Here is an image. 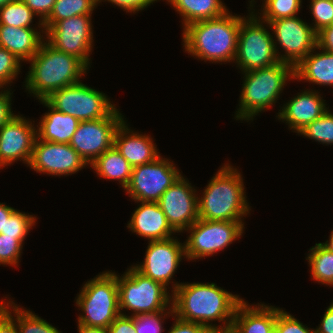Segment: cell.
<instances>
[{"instance_id":"cell-37","label":"cell","mask_w":333,"mask_h":333,"mask_svg":"<svg viewBox=\"0 0 333 333\" xmlns=\"http://www.w3.org/2000/svg\"><path fill=\"white\" fill-rule=\"evenodd\" d=\"M23 244L15 237L0 234V265H17L22 253Z\"/></svg>"},{"instance_id":"cell-26","label":"cell","mask_w":333,"mask_h":333,"mask_svg":"<svg viewBox=\"0 0 333 333\" xmlns=\"http://www.w3.org/2000/svg\"><path fill=\"white\" fill-rule=\"evenodd\" d=\"M181 15L182 27L220 17L228 9L221 0H166Z\"/></svg>"},{"instance_id":"cell-21","label":"cell","mask_w":333,"mask_h":333,"mask_svg":"<svg viewBox=\"0 0 333 333\" xmlns=\"http://www.w3.org/2000/svg\"><path fill=\"white\" fill-rule=\"evenodd\" d=\"M114 146L132 167L152 162L161 155L150 135L135 133L125 120L116 129Z\"/></svg>"},{"instance_id":"cell-32","label":"cell","mask_w":333,"mask_h":333,"mask_svg":"<svg viewBox=\"0 0 333 333\" xmlns=\"http://www.w3.org/2000/svg\"><path fill=\"white\" fill-rule=\"evenodd\" d=\"M302 0H264L263 9L258 16L262 21H274L281 18L294 17L300 11Z\"/></svg>"},{"instance_id":"cell-41","label":"cell","mask_w":333,"mask_h":333,"mask_svg":"<svg viewBox=\"0 0 333 333\" xmlns=\"http://www.w3.org/2000/svg\"><path fill=\"white\" fill-rule=\"evenodd\" d=\"M173 318L175 320L173 326L168 331V333H213L214 331L210 328L193 322H188L177 318L176 316Z\"/></svg>"},{"instance_id":"cell-43","label":"cell","mask_w":333,"mask_h":333,"mask_svg":"<svg viewBox=\"0 0 333 333\" xmlns=\"http://www.w3.org/2000/svg\"><path fill=\"white\" fill-rule=\"evenodd\" d=\"M102 0H97V3H101ZM108 1L112 4L120 7L126 12L136 13L140 10H144L150 4H153L157 0H103V2Z\"/></svg>"},{"instance_id":"cell-22","label":"cell","mask_w":333,"mask_h":333,"mask_svg":"<svg viewBox=\"0 0 333 333\" xmlns=\"http://www.w3.org/2000/svg\"><path fill=\"white\" fill-rule=\"evenodd\" d=\"M258 305V306H257ZM276 307L250 306L244 300L237 306L230 333H271L275 329Z\"/></svg>"},{"instance_id":"cell-7","label":"cell","mask_w":333,"mask_h":333,"mask_svg":"<svg viewBox=\"0 0 333 333\" xmlns=\"http://www.w3.org/2000/svg\"><path fill=\"white\" fill-rule=\"evenodd\" d=\"M118 276V298L121 314H123L121 310L124 309L133 311L130 315L133 317L159 312H173L172 306H170L172 294L167 292V288L162 283L146 277L133 266L127 269L123 276Z\"/></svg>"},{"instance_id":"cell-36","label":"cell","mask_w":333,"mask_h":333,"mask_svg":"<svg viewBox=\"0 0 333 333\" xmlns=\"http://www.w3.org/2000/svg\"><path fill=\"white\" fill-rule=\"evenodd\" d=\"M20 60L7 49L0 47V87H4L20 74Z\"/></svg>"},{"instance_id":"cell-38","label":"cell","mask_w":333,"mask_h":333,"mask_svg":"<svg viewBox=\"0 0 333 333\" xmlns=\"http://www.w3.org/2000/svg\"><path fill=\"white\" fill-rule=\"evenodd\" d=\"M275 330L277 333H315V329H309L294 316L278 307L276 308Z\"/></svg>"},{"instance_id":"cell-33","label":"cell","mask_w":333,"mask_h":333,"mask_svg":"<svg viewBox=\"0 0 333 333\" xmlns=\"http://www.w3.org/2000/svg\"><path fill=\"white\" fill-rule=\"evenodd\" d=\"M298 134L314 139L320 144L333 145V114L326 110L318 119L307 125Z\"/></svg>"},{"instance_id":"cell-42","label":"cell","mask_w":333,"mask_h":333,"mask_svg":"<svg viewBox=\"0 0 333 333\" xmlns=\"http://www.w3.org/2000/svg\"><path fill=\"white\" fill-rule=\"evenodd\" d=\"M109 333H136L135 317L120 314L109 326Z\"/></svg>"},{"instance_id":"cell-3","label":"cell","mask_w":333,"mask_h":333,"mask_svg":"<svg viewBox=\"0 0 333 333\" xmlns=\"http://www.w3.org/2000/svg\"><path fill=\"white\" fill-rule=\"evenodd\" d=\"M28 62L30 69L25 78V89L39 100H44L53 91L82 81L80 78L89 69L78 57L55 49L45 40Z\"/></svg>"},{"instance_id":"cell-48","label":"cell","mask_w":333,"mask_h":333,"mask_svg":"<svg viewBox=\"0 0 333 333\" xmlns=\"http://www.w3.org/2000/svg\"><path fill=\"white\" fill-rule=\"evenodd\" d=\"M13 207L5 205V203H0V234L4 231L7 219L15 211Z\"/></svg>"},{"instance_id":"cell-10","label":"cell","mask_w":333,"mask_h":333,"mask_svg":"<svg viewBox=\"0 0 333 333\" xmlns=\"http://www.w3.org/2000/svg\"><path fill=\"white\" fill-rule=\"evenodd\" d=\"M243 221H212L198 219L186 229L190 235L184 242L185 258H205L222 251L244 233Z\"/></svg>"},{"instance_id":"cell-39","label":"cell","mask_w":333,"mask_h":333,"mask_svg":"<svg viewBox=\"0 0 333 333\" xmlns=\"http://www.w3.org/2000/svg\"><path fill=\"white\" fill-rule=\"evenodd\" d=\"M171 314V315H169ZM173 316V312H159L156 314H146L135 316L136 333H162L164 331L163 318Z\"/></svg>"},{"instance_id":"cell-27","label":"cell","mask_w":333,"mask_h":333,"mask_svg":"<svg viewBox=\"0 0 333 333\" xmlns=\"http://www.w3.org/2000/svg\"><path fill=\"white\" fill-rule=\"evenodd\" d=\"M90 167L102 178L119 181L124 190L129 184L133 169L114 145L92 162Z\"/></svg>"},{"instance_id":"cell-4","label":"cell","mask_w":333,"mask_h":333,"mask_svg":"<svg viewBox=\"0 0 333 333\" xmlns=\"http://www.w3.org/2000/svg\"><path fill=\"white\" fill-rule=\"evenodd\" d=\"M240 171L222 166L198 197V217L212 221H243L251 210Z\"/></svg>"},{"instance_id":"cell-51","label":"cell","mask_w":333,"mask_h":333,"mask_svg":"<svg viewBox=\"0 0 333 333\" xmlns=\"http://www.w3.org/2000/svg\"><path fill=\"white\" fill-rule=\"evenodd\" d=\"M9 1H12V0H0V7L5 5Z\"/></svg>"},{"instance_id":"cell-6","label":"cell","mask_w":333,"mask_h":333,"mask_svg":"<svg viewBox=\"0 0 333 333\" xmlns=\"http://www.w3.org/2000/svg\"><path fill=\"white\" fill-rule=\"evenodd\" d=\"M79 293L76 305L84 315L78 316V324L108 329L121 314L115 272L96 275L84 284Z\"/></svg>"},{"instance_id":"cell-45","label":"cell","mask_w":333,"mask_h":333,"mask_svg":"<svg viewBox=\"0 0 333 333\" xmlns=\"http://www.w3.org/2000/svg\"><path fill=\"white\" fill-rule=\"evenodd\" d=\"M316 40V49L333 53V24L317 32Z\"/></svg>"},{"instance_id":"cell-16","label":"cell","mask_w":333,"mask_h":333,"mask_svg":"<svg viewBox=\"0 0 333 333\" xmlns=\"http://www.w3.org/2000/svg\"><path fill=\"white\" fill-rule=\"evenodd\" d=\"M88 165L70 144L53 143L36 138L28 166L53 176L72 175Z\"/></svg>"},{"instance_id":"cell-52","label":"cell","mask_w":333,"mask_h":333,"mask_svg":"<svg viewBox=\"0 0 333 333\" xmlns=\"http://www.w3.org/2000/svg\"><path fill=\"white\" fill-rule=\"evenodd\" d=\"M213 333H230V332H213Z\"/></svg>"},{"instance_id":"cell-2","label":"cell","mask_w":333,"mask_h":333,"mask_svg":"<svg viewBox=\"0 0 333 333\" xmlns=\"http://www.w3.org/2000/svg\"><path fill=\"white\" fill-rule=\"evenodd\" d=\"M244 18L227 11L220 17L187 25L182 35L185 51L205 62H234L238 33Z\"/></svg>"},{"instance_id":"cell-8","label":"cell","mask_w":333,"mask_h":333,"mask_svg":"<svg viewBox=\"0 0 333 333\" xmlns=\"http://www.w3.org/2000/svg\"><path fill=\"white\" fill-rule=\"evenodd\" d=\"M248 16L241 21L235 58V63L242 72L266 68L280 62L271 35L273 33L266 29L263 25L265 22L260 20L257 13L251 11Z\"/></svg>"},{"instance_id":"cell-13","label":"cell","mask_w":333,"mask_h":333,"mask_svg":"<svg viewBox=\"0 0 333 333\" xmlns=\"http://www.w3.org/2000/svg\"><path fill=\"white\" fill-rule=\"evenodd\" d=\"M91 15H79L57 21L54 25H43L47 41L55 49L74 55L90 66L93 30Z\"/></svg>"},{"instance_id":"cell-1","label":"cell","mask_w":333,"mask_h":333,"mask_svg":"<svg viewBox=\"0 0 333 333\" xmlns=\"http://www.w3.org/2000/svg\"><path fill=\"white\" fill-rule=\"evenodd\" d=\"M174 283V284H173ZM172 283V310L177 318L202 324L214 332H229L237 306L244 300L215 283ZM224 326L212 325V321Z\"/></svg>"},{"instance_id":"cell-5","label":"cell","mask_w":333,"mask_h":333,"mask_svg":"<svg viewBox=\"0 0 333 333\" xmlns=\"http://www.w3.org/2000/svg\"><path fill=\"white\" fill-rule=\"evenodd\" d=\"M243 73V89L235 115V119L242 121L253 120L255 115L275 104L286 81L295 78L294 67L281 61L266 68Z\"/></svg>"},{"instance_id":"cell-31","label":"cell","mask_w":333,"mask_h":333,"mask_svg":"<svg viewBox=\"0 0 333 333\" xmlns=\"http://www.w3.org/2000/svg\"><path fill=\"white\" fill-rule=\"evenodd\" d=\"M35 13L22 1L12 0L0 7V24L32 28Z\"/></svg>"},{"instance_id":"cell-35","label":"cell","mask_w":333,"mask_h":333,"mask_svg":"<svg viewBox=\"0 0 333 333\" xmlns=\"http://www.w3.org/2000/svg\"><path fill=\"white\" fill-rule=\"evenodd\" d=\"M310 11L313 16L312 28L317 33L333 24V0H310Z\"/></svg>"},{"instance_id":"cell-29","label":"cell","mask_w":333,"mask_h":333,"mask_svg":"<svg viewBox=\"0 0 333 333\" xmlns=\"http://www.w3.org/2000/svg\"><path fill=\"white\" fill-rule=\"evenodd\" d=\"M308 260L313 280L333 286V252L324 247L321 242L310 248Z\"/></svg>"},{"instance_id":"cell-49","label":"cell","mask_w":333,"mask_h":333,"mask_svg":"<svg viewBox=\"0 0 333 333\" xmlns=\"http://www.w3.org/2000/svg\"><path fill=\"white\" fill-rule=\"evenodd\" d=\"M79 333H109L107 328H99L78 324Z\"/></svg>"},{"instance_id":"cell-40","label":"cell","mask_w":333,"mask_h":333,"mask_svg":"<svg viewBox=\"0 0 333 333\" xmlns=\"http://www.w3.org/2000/svg\"><path fill=\"white\" fill-rule=\"evenodd\" d=\"M34 13L39 16L38 27L44 31L43 21L50 15L56 0H22Z\"/></svg>"},{"instance_id":"cell-15","label":"cell","mask_w":333,"mask_h":333,"mask_svg":"<svg viewBox=\"0 0 333 333\" xmlns=\"http://www.w3.org/2000/svg\"><path fill=\"white\" fill-rule=\"evenodd\" d=\"M195 190L181 175L158 201L168 223L177 233L188 229L199 219L198 196Z\"/></svg>"},{"instance_id":"cell-50","label":"cell","mask_w":333,"mask_h":333,"mask_svg":"<svg viewBox=\"0 0 333 333\" xmlns=\"http://www.w3.org/2000/svg\"><path fill=\"white\" fill-rule=\"evenodd\" d=\"M324 247H326L328 250L333 252V230L330 234L329 241L327 240L325 243H321Z\"/></svg>"},{"instance_id":"cell-47","label":"cell","mask_w":333,"mask_h":333,"mask_svg":"<svg viewBox=\"0 0 333 333\" xmlns=\"http://www.w3.org/2000/svg\"><path fill=\"white\" fill-rule=\"evenodd\" d=\"M0 333H18L15 321L1 307Z\"/></svg>"},{"instance_id":"cell-14","label":"cell","mask_w":333,"mask_h":333,"mask_svg":"<svg viewBox=\"0 0 333 333\" xmlns=\"http://www.w3.org/2000/svg\"><path fill=\"white\" fill-rule=\"evenodd\" d=\"M123 121L117 108L108 117L80 121L69 144L90 165L114 145L116 129Z\"/></svg>"},{"instance_id":"cell-34","label":"cell","mask_w":333,"mask_h":333,"mask_svg":"<svg viewBox=\"0 0 333 333\" xmlns=\"http://www.w3.org/2000/svg\"><path fill=\"white\" fill-rule=\"evenodd\" d=\"M35 222L36 216L34 217L33 215L26 214L25 212L23 213L19 210H15L7 219L4 231H1V234L9 237H15L23 243Z\"/></svg>"},{"instance_id":"cell-30","label":"cell","mask_w":333,"mask_h":333,"mask_svg":"<svg viewBox=\"0 0 333 333\" xmlns=\"http://www.w3.org/2000/svg\"><path fill=\"white\" fill-rule=\"evenodd\" d=\"M97 5V0H56L50 15L42 23L54 25L74 16L91 15Z\"/></svg>"},{"instance_id":"cell-24","label":"cell","mask_w":333,"mask_h":333,"mask_svg":"<svg viewBox=\"0 0 333 333\" xmlns=\"http://www.w3.org/2000/svg\"><path fill=\"white\" fill-rule=\"evenodd\" d=\"M39 101L48 107L49 111L42 115L39 126H36L37 138L53 143L69 144L80 121L69 114L55 110L45 100Z\"/></svg>"},{"instance_id":"cell-11","label":"cell","mask_w":333,"mask_h":333,"mask_svg":"<svg viewBox=\"0 0 333 333\" xmlns=\"http://www.w3.org/2000/svg\"><path fill=\"white\" fill-rule=\"evenodd\" d=\"M180 176L173 161L160 155L152 162L133 167L125 190L135 202H158Z\"/></svg>"},{"instance_id":"cell-46","label":"cell","mask_w":333,"mask_h":333,"mask_svg":"<svg viewBox=\"0 0 333 333\" xmlns=\"http://www.w3.org/2000/svg\"><path fill=\"white\" fill-rule=\"evenodd\" d=\"M315 333H333V302L326 309L319 327L315 329Z\"/></svg>"},{"instance_id":"cell-23","label":"cell","mask_w":333,"mask_h":333,"mask_svg":"<svg viewBox=\"0 0 333 333\" xmlns=\"http://www.w3.org/2000/svg\"><path fill=\"white\" fill-rule=\"evenodd\" d=\"M35 28L0 24V47L7 49L20 61H29L38 52L45 38Z\"/></svg>"},{"instance_id":"cell-9","label":"cell","mask_w":333,"mask_h":333,"mask_svg":"<svg viewBox=\"0 0 333 333\" xmlns=\"http://www.w3.org/2000/svg\"><path fill=\"white\" fill-rule=\"evenodd\" d=\"M55 110L69 114L79 121L108 117L115 109L107 96L81 81L53 91L44 99Z\"/></svg>"},{"instance_id":"cell-20","label":"cell","mask_w":333,"mask_h":333,"mask_svg":"<svg viewBox=\"0 0 333 333\" xmlns=\"http://www.w3.org/2000/svg\"><path fill=\"white\" fill-rule=\"evenodd\" d=\"M129 230L149 241L171 238L176 231L168 223L158 202H142L135 209L128 222Z\"/></svg>"},{"instance_id":"cell-18","label":"cell","mask_w":333,"mask_h":333,"mask_svg":"<svg viewBox=\"0 0 333 333\" xmlns=\"http://www.w3.org/2000/svg\"><path fill=\"white\" fill-rule=\"evenodd\" d=\"M37 129L32 121L22 115H14L0 128V167L22 160L29 165Z\"/></svg>"},{"instance_id":"cell-19","label":"cell","mask_w":333,"mask_h":333,"mask_svg":"<svg viewBox=\"0 0 333 333\" xmlns=\"http://www.w3.org/2000/svg\"><path fill=\"white\" fill-rule=\"evenodd\" d=\"M322 98L315 90H304L283 105L277 113L278 120L285 121L290 129L299 133L328 109Z\"/></svg>"},{"instance_id":"cell-17","label":"cell","mask_w":333,"mask_h":333,"mask_svg":"<svg viewBox=\"0 0 333 333\" xmlns=\"http://www.w3.org/2000/svg\"><path fill=\"white\" fill-rule=\"evenodd\" d=\"M174 237L149 241L143 263L133 267L146 277L162 283L166 288L175 274L182 258H185L184 244Z\"/></svg>"},{"instance_id":"cell-44","label":"cell","mask_w":333,"mask_h":333,"mask_svg":"<svg viewBox=\"0 0 333 333\" xmlns=\"http://www.w3.org/2000/svg\"><path fill=\"white\" fill-rule=\"evenodd\" d=\"M2 88V90H1ZM4 87H0V128L7 123L13 116L14 113L11 109V92L10 90H4ZM4 90V91H3Z\"/></svg>"},{"instance_id":"cell-28","label":"cell","mask_w":333,"mask_h":333,"mask_svg":"<svg viewBox=\"0 0 333 333\" xmlns=\"http://www.w3.org/2000/svg\"><path fill=\"white\" fill-rule=\"evenodd\" d=\"M0 307L15 321L18 333H62L46 320L30 310L20 308L13 301L4 302L3 299V302L2 300L0 302ZM11 308L12 310H10ZM12 311L15 316H12Z\"/></svg>"},{"instance_id":"cell-12","label":"cell","mask_w":333,"mask_h":333,"mask_svg":"<svg viewBox=\"0 0 333 333\" xmlns=\"http://www.w3.org/2000/svg\"><path fill=\"white\" fill-rule=\"evenodd\" d=\"M274 33V46L279 61L291 64L295 67L317 46V33L311 25L300 17L281 18L274 21H264ZM278 41V42H277ZM285 51L278 54L277 44ZM277 47V48H276Z\"/></svg>"},{"instance_id":"cell-25","label":"cell","mask_w":333,"mask_h":333,"mask_svg":"<svg viewBox=\"0 0 333 333\" xmlns=\"http://www.w3.org/2000/svg\"><path fill=\"white\" fill-rule=\"evenodd\" d=\"M312 50L295 67V80H307L321 86H333V53ZM315 53V54H313Z\"/></svg>"}]
</instances>
